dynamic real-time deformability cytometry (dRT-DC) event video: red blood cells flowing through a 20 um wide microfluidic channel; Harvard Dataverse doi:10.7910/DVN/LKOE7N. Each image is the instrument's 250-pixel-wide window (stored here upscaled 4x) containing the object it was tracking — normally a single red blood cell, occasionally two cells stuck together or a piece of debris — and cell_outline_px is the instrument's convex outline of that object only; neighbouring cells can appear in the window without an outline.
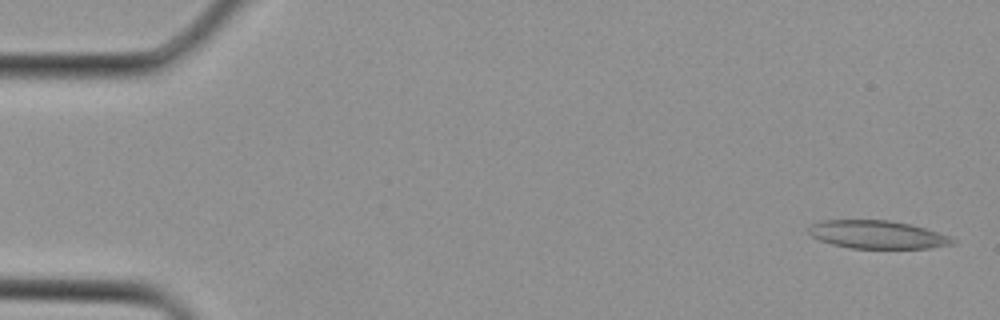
{"species": "Egyptian fruit bat (a non-hibernating species)", "species_latin": "Rousettus aegyptiacus", "temperature_condition": "cold", "stored_images_in_passage": 4, "camera_frame_rate_fps": 3000, "um_per_image_px": 0.085, "animal": {"sex": "female"}, "frame": {"image": 1, "passage_image": 1, "time_ms": 0.0, "image_size_px": [1000, 320], "cell_outline_px": [[956, 240], [952, 244], [928, 248], [852, 248], [832, 244], [820, 240], [812, 236], [808, 232], [808, 228], [812, 224], [820, 220], [888, 220], [908, 224], [924, 228], [948, 236]], "centroid_in_image_um": [74.52, 19.94], "position_along_channel_um": 10.5, "area_um2": 23.24}}